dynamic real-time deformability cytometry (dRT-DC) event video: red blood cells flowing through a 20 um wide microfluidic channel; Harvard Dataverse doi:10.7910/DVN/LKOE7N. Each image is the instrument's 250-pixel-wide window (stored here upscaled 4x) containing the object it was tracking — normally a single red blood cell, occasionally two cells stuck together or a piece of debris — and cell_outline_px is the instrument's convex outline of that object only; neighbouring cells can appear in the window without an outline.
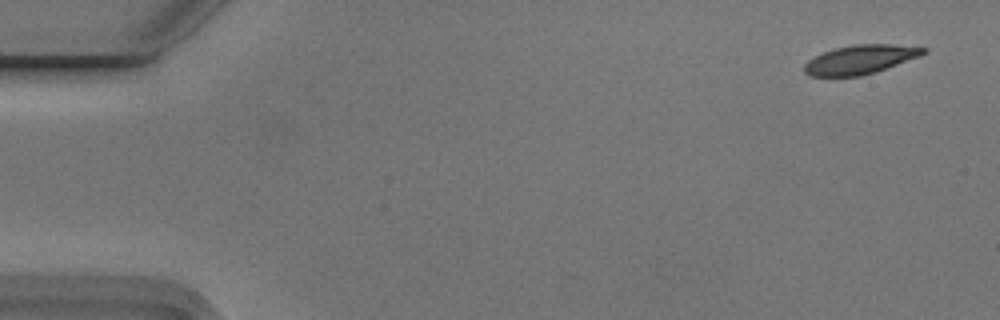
{"species": "Egyptian fruit bat (a non-hibernating species)", "species_latin": "Rousettus aegyptiacus", "temperature_condition": "cold", "stored_images_in_passage": 4, "camera_frame_rate_fps": 3000, "um_per_image_px": 0.085, "animal": {"sex": "male"}, "frame": {"image": 1, "passage_image": 1, "time_ms": 0.0, "image_size_px": [1000, 320], "cell_outline_px": [[928, 52], [920, 56], [876, 72], [860, 76], [808, 76], [804, 72], [804, 64], [808, 60], [824, 52], [836, 48], [856, 44], [888, 44], [928, 48]], "centroid_in_image_um": [73.13, 5.06], "position_along_channel_um": 11.9, "area_um2": 20.0}}
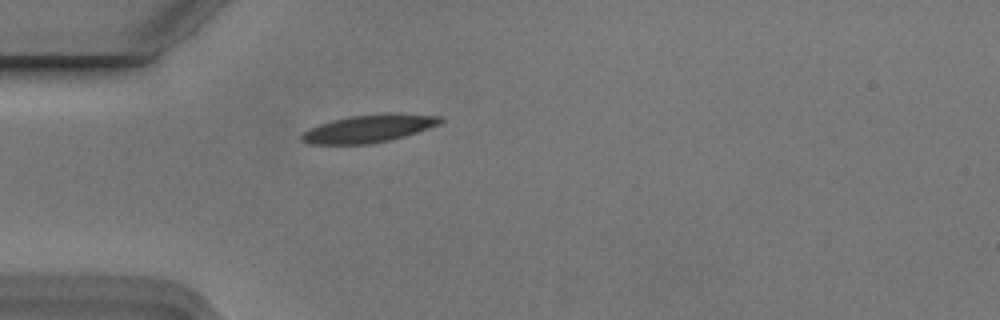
{"frame": {"image": 2, "passage_image": 4, "time_ms": 1.0, "image_size_px": [1000, 320], "cell_outline_px": [[444, 120], [440, 124], [392, 140], [368, 144], [308, 144], [300, 140], [300, 136], [304, 132], [320, 124], [348, 116], [384, 112], [396, 112], [440, 116]], "centroid_in_image_um": [31.38, 10.91], "position_along_channel_um": 53.6, "area_um2": 22.6}}